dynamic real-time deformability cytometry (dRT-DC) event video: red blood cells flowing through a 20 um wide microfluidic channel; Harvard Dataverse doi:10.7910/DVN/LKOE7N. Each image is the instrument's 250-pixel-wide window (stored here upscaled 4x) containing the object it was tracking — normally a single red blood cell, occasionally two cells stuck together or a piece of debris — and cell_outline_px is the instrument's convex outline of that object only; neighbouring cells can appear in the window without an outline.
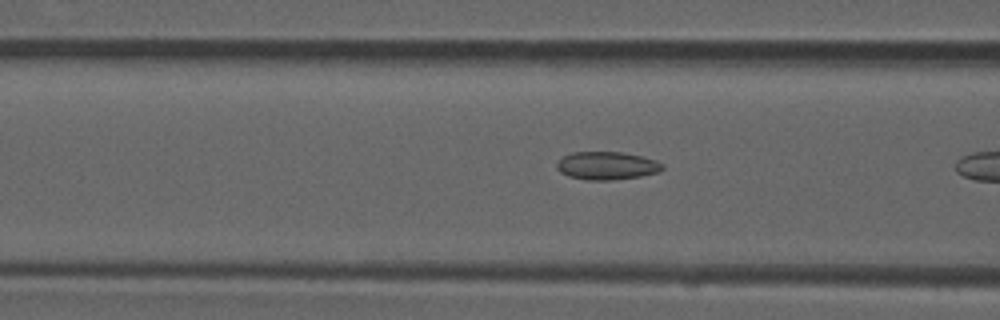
{"species": "common noctule bat (a hibernating species)", "species_latin": "Nyctalus noctula", "temperature_condition": "room temperature", "stored_images_in_passage": 6, "camera_frame_rate_fps": 3000, "um_per_image_px": 0.085, "animal": {"sex": "male", "forearm_length_mm": 52.5}, "frame": {"image": 1, "passage_image": 5, "time_ms": 1.333, "image_size_px": [1000, 320], "cell_outline_px": [[664, 168], [660, 172], [640, 176], [612, 180], [588, 180], [568, 176], [560, 172], [556, 168], [556, 164], [564, 156], [572, 152], [620, 152], [640, 156], [656, 160], [664, 164]], "centroid_in_image_um": [51.59, 14.09], "position_along_channel_um": 115.0, "area_um2": 17.22}}